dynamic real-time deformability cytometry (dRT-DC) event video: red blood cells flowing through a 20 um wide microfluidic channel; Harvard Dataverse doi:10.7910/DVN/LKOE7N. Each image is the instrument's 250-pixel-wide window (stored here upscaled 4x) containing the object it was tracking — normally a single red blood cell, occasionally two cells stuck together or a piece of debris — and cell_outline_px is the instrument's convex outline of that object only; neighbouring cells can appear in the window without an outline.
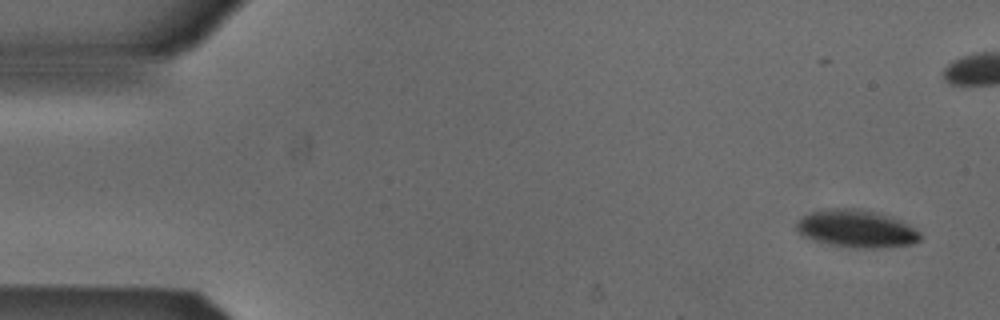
{"species": "Egyptian fruit bat (a non-hibernating species)", "species_latin": "Rousettus aegyptiacus", "temperature_condition": "cold", "stored_images_in_passage": 7, "camera_frame_rate_fps": 3000, "um_per_image_px": 0.085, "animal": {"sex": "male"}, "frame": {"image": 1, "passage_image": 1, "time_ms": 0.0, "image_size_px": [1000, 320], "cell_outline_px": [[920, 240], [912, 244], [876, 248], [852, 248], [812, 240], [800, 236], [796, 232], [796, 220], [812, 212], [832, 208], [856, 208], [876, 212], [888, 216], [908, 224], [920, 232]], "centroid_in_image_um": [72.75, 19.45], "position_along_channel_um": 12.2, "area_um2": 27.05}}
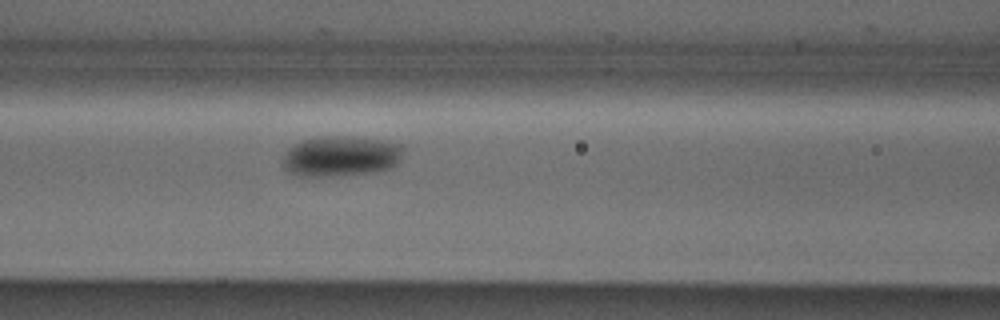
{"frame": {"image": 2, "passage_image": 7, "time_ms": 2.0, "image_size_px": [1000, 320], "cell_outline_px": [[404, 144], [400, 156], [396, 164], [392, 168], [376, 172], [340, 176], [296, 176], [284, 168], [284, 156], [288, 148], [304, 140], [320, 136], [352, 136], [384, 140]], "centroid_in_image_um": [29.0, 13.28], "position_along_channel_um": 137.6, "area_um2": 28.67}}